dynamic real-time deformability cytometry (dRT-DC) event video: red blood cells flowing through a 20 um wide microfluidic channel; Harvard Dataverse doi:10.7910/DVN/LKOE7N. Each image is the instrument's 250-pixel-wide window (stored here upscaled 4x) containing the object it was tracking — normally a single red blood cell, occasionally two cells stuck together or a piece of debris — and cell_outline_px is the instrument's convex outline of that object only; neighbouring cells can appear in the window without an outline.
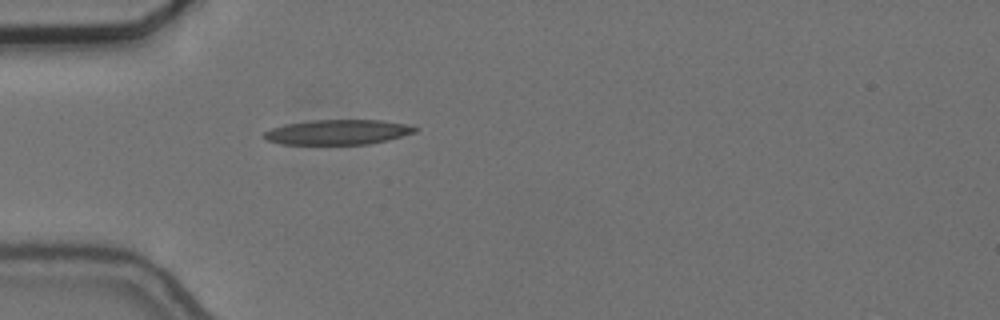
{"species": "common noctule bat (a hibernating species)", "species_latin": "Nyctalus noctula", "temperature_condition": "cold", "stored_images_in_passage": 5, "camera_frame_rate_fps": 3000, "um_per_image_px": 0.085, "animal": {"sex": "female", "body_mass_g": 24.6, "forearm_length_mm": 56.2}, "frame": {"image": 1, "passage_image": 1, "time_ms": 0.0, "image_size_px": [1000, 320], "cell_outline_px": [[420, 128], [416, 132], [388, 140], [368, 144], [280, 144], [264, 140], [260, 136], [264, 132], [272, 128], [284, 124], [312, 120], [380, 120], [404, 124]], "centroid_in_image_um": [28.66, 11.23], "position_along_channel_um": 56.3, "area_um2": 22.08}}